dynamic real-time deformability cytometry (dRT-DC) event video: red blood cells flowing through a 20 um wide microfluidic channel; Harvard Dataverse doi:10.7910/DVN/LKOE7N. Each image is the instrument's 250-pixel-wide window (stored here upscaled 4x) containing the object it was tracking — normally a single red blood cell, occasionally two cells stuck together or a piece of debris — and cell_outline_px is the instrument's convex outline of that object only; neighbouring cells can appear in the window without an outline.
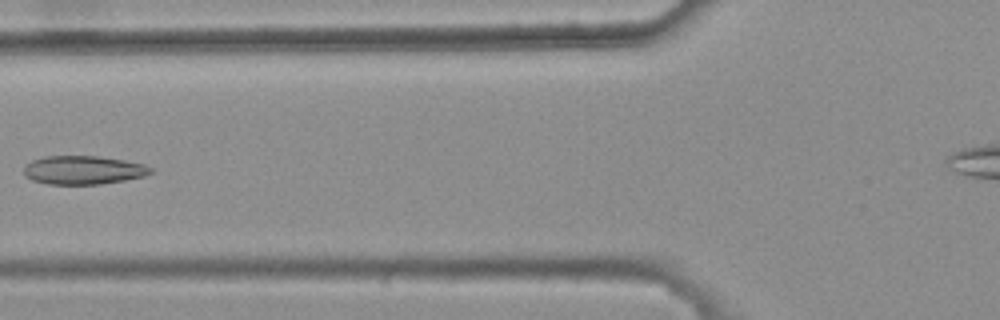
{"species": "common noctule bat (a hibernating species)", "species_latin": "Nyctalus noctula", "temperature_condition": "warm", "stored_images_in_passage": 6, "camera_frame_rate_fps": 3000, "um_per_image_px": 0.085, "animal": {"sex": "female", "body_mass_g": 25.1}, "frame": {"image": 1, "passage_image": 5, "time_ms": 1.333, "image_size_px": [1000, 320], "cell_outline_px": [[152, 172], [144, 176], [124, 180], [100, 184], [48, 184], [32, 180], [24, 176], [24, 168], [32, 160], [44, 156], [96, 156], [124, 160], [144, 164], [152, 168]], "centroid_in_image_um": [7.07, 14.45], "position_along_channel_um": 118.7, "area_um2": 21.04}}
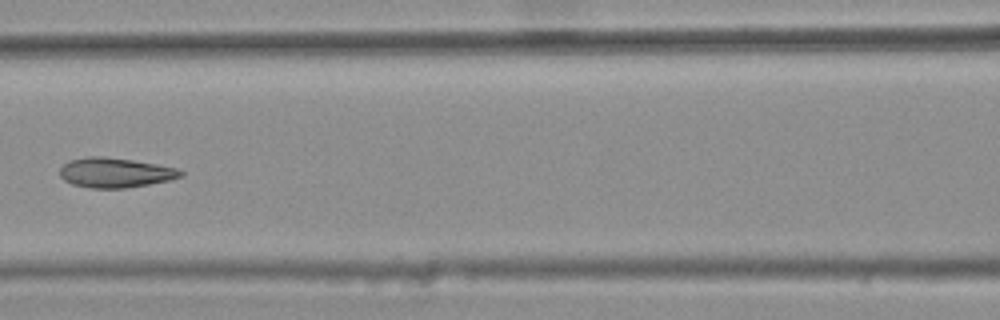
{"frame": {"image": 2, "passage_image": 6, "time_ms": 1.667, "image_size_px": [1000, 320], "cell_outline_px": [[184, 176], [168, 180], [148, 184], [124, 188], [92, 188], [72, 184], [64, 180], [60, 176], [60, 168], [68, 160], [88, 156], [104, 156], [132, 160], [156, 164], [176, 168], [184, 172]], "centroid_in_image_um": [9.77, 14.67], "position_along_channel_um": 156.8, "area_um2": 20.92}}